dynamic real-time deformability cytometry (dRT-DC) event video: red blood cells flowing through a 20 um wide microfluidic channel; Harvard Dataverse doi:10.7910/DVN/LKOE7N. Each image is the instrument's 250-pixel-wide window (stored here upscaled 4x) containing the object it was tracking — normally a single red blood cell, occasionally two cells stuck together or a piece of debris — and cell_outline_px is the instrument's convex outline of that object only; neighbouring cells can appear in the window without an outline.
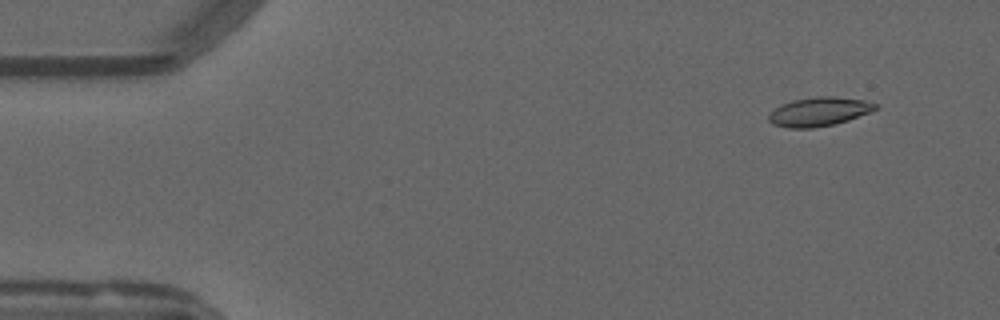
{"species": "common noctule bat (a hibernating species)", "species_latin": "Nyctalus noctula", "temperature_condition": "warm", "stored_images_in_passage": 51, "camera_frame_rate_fps": 3000, "um_per_image_px": 0.085, "animal": {"sex": "male", "forearm_length_mm": 52.5}, "frame": {"image": 1, "passage_image": 2, "time_ms": 0.333, "image_size_px": [1000, 320], "cell_outline_px": [[880, 104], [876, 108], [868, 112], [848, 120], [836, 124], [812, 128], [788, 128], [772, 124], [768, 120], [768, 116], [780, 104], [792, 100], [816, 96], [832, 96], [864, 100]], "centroid_in_image_um": [69.6, 9.49], "position_along_channel_um": 15.4, "area_um2": 17.98}}
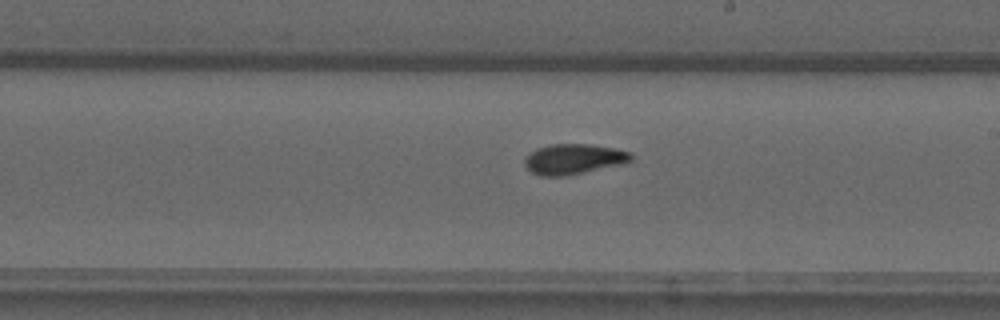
{"frame": {"image": 2, "passage_image": 28, "time_ms": 9.0, "image_size_px": [1000, 320], "cell_outline_px": [[632, 160], [624, 164], [568, 176], [540, 176], [532, 172], [524, 164], [524, 160], [536, 148], [552, 144], [588, 144], [612, 148], [632, 152]], "centroid_in_image_um": [48.79, 13.53], "position_along_channel_um": 240.2, "area_um2": 18.84}}
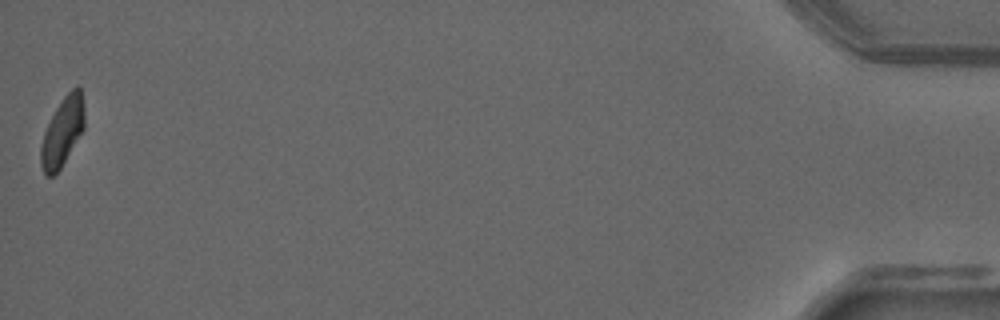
{"frame": {"image": 3, "passage_image": 51, "time_ms": 16.667, "image_size_px": [1000, 320], "cell_outline_px": [[84, 128], [60, 168], [52, 176], [44, 176], [40, 164], [40, 148], [44, 132], [56, 108], [64, 96], [76, 84], [80, 88], [84, 104]], "centroid_in_image_um": [5.3, 11.19], "position_along_channel_um": 429.9, "area_um2": 17.28}, "authors_computed_cell_mechanics": {"area_um2": 18.0336, "velocity_mm_per_s": 3.8009, "shape_relaxation_time_tau1_ms": 7.1193, "shape_relaxation_time_tau2_ms": 1.8698, "deformation_change_tau1": 0.1914, "deformation_change_tau2": 0.072}}